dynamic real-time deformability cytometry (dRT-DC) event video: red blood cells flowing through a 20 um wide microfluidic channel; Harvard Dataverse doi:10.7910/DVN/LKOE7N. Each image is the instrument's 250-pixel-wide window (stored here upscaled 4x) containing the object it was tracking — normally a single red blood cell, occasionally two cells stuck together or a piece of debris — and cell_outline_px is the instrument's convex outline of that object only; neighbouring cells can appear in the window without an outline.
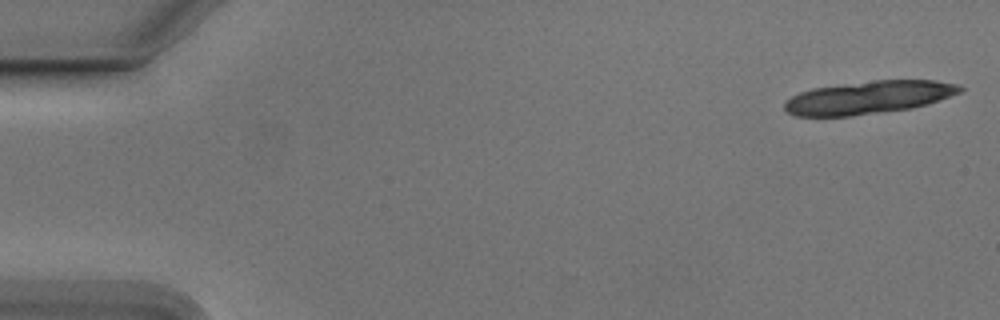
{"species": "Egyptian fruit bat (a non-hibernating species)", "species_latin": "Rousettus aegyptiacus", "temperature_condition": "cold", "stored_images_in_passage": 20, "camera_frame_rate_fps": 3000, "um_per_image_px": 0.085, "animal": {"sex": "male"}, "frame": {"image": 1, "passage_image": 1, "time_ms": 0.0, "image_size_px": [1000, 320], "cell_outline_px": [[964, 88], [960, 92], [928, 104], [912, 108], [852, 116], [796, 116], [788, 112], [784, 108], [784, 100], [800, 92], [812, 88], [876, 80], [936, 80], [956, 84]], "centroid_in_image_um": [73.81, 8.28], "position_along_channel_um": 11.2, "area_um2": 33.52}}